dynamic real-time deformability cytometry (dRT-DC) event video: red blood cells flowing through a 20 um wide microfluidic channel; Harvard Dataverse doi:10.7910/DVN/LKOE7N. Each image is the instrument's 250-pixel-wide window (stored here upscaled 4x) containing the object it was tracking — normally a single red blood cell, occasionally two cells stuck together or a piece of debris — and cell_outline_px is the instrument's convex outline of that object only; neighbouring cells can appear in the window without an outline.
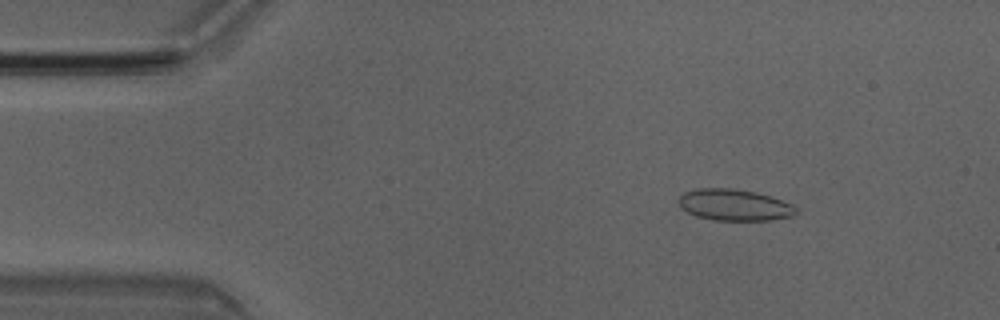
{"species": "Egyptian fruit bat (a non-hibernating species)", "species_latin": "Rousettus aegyptiacus", "temperature_condition": "room temperature", "stored_images_in_passage": 44, "camera_frame_rate_fps": 3000, "um_per_image_px": 0.085, "animal": {"sex": "male"}, "frame": {"image": 1, "passage_image": 1, "time_ms": 0.0, "image_size_px": [1000, 320], "cell_outline_px": [[796, 212], [792, 216], [772, 220], [712, 220], [696, 216], [680, 208], [680, 196], [684, 192], [696, 188], [732, 188], [756, 192], [772, 196], [792, 204], [796, 208]], "centroid_in_image_um": [62.42, 17.41], "position_along_channel_um": 22.6, "area_um2": 21.56}}
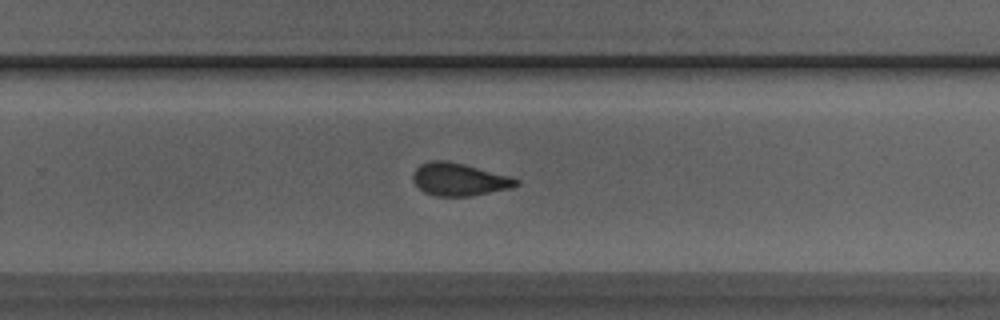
{"frame": {"image": 2, "passage_image": 26, "time_ms": 8.333, "image_size_px": [1000, 320], "cell_outline_px": [[520, 184], [512, 188], [468, 196], [436, 196], [424, 192], [412, 180], [412, 172], [420, 164], [432, 160], [448, 160], [512, 176], [520, 180]], "centroid_in_image_um": [39.04, 15.24], "position_along_channel_um": 290.8, "area_um2": 19.83}}
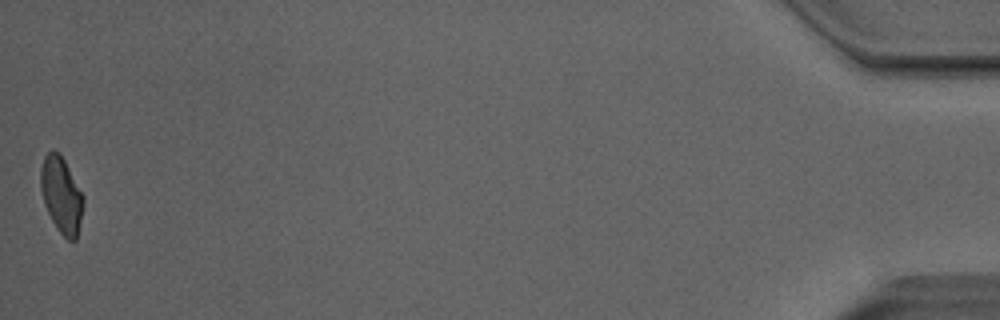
{"frame": {"image": 3, "passage_image": 44, "time_ms": 14.333, "image_size_px": [1000, 320], "cell_outline_px": [[84, 204], [76, 240], [68, 240], [56, 228], [44, 204], [40, 188], [40, 168], [44, 156], [52, 148], [64, 160], [84, 196]], "centroid_in_image_um": [5.21, 16.57], "position_along_channel_um": 430.0, "area_um2": 18.84}, "authors_computed_cell_mechanics": {"area_um2": 19.9699, "velocity_mm_per_s": 4.0606, "shape_relaxation_time_tau1_ms": 7.2897, "shape_relaxation_time_tau2_ms": 1.3901, "deformation_change_tau1": 0.1523, "deformation_change_tau2": 0.0757}}